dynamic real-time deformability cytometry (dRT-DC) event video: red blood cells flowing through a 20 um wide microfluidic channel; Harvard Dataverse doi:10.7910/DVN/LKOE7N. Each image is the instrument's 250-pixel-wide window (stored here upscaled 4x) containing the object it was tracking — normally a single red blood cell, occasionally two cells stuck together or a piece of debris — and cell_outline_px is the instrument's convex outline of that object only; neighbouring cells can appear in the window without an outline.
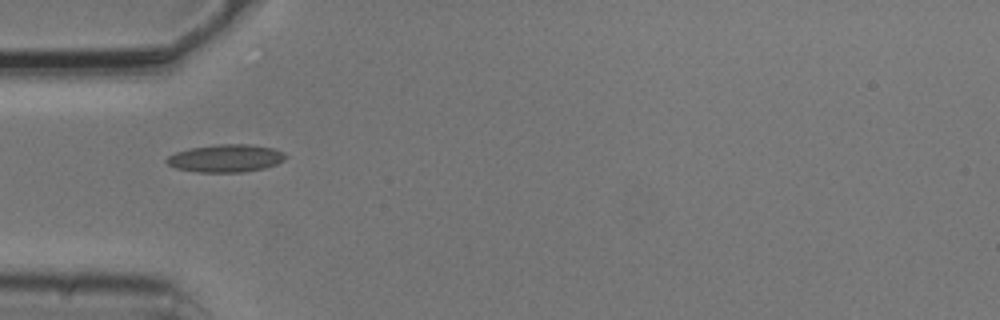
{"species": "common noctule bat (a hibernating species)", "species_latin": "Nyctalus noctula", "temperature_condition": "cold", "stored_images_in_passage": 9, "camera_frame_rate_fps": 3000, "um_per_image_px": 0.085, "animal": {"sex": "male", "body_mass_g": 20.5, "forearm_length_mm": 52.5}, "frame": {"image": 1, "passage_image": 4, "time_ms": 1.0, "image_size_px": [1000, 320], "cell_outline_px": [[288, 156], [284, 160], [276, 164], [264, 168], [240, 172], [200, 172], [176, 168], [168, 164], [164, 160], [168, 156], [176, 152], [188, 148], [220, 144], [248, 144], [276, 148], [284, 152]], "centroid_in_image_um": [19.21, 13.44], "position_along_channel_um": 65.8, "area_um2": 19.25}}
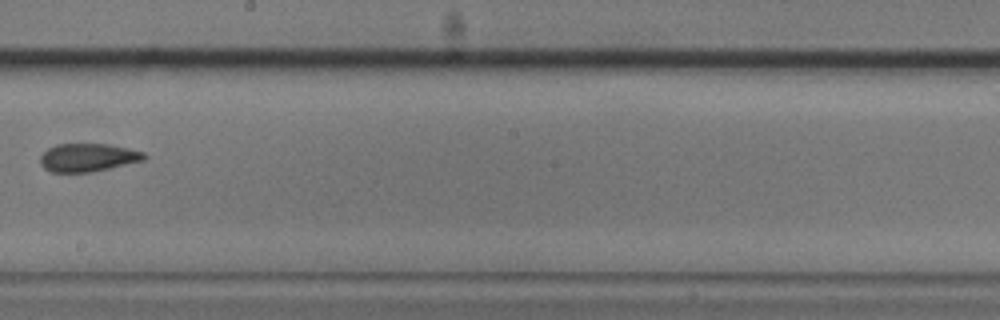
{"frame": {"image": 2, "passage_image": 8, "time_ms": 2.333, "image_size_px": [1000, 320], "cell_outline_px": [[148, 156], [144, 160], [108, 168], [88, 172], [52, 172], [44, 168], [40, 164], [40, 156], [48, 148], [56, 144], [108, 144], [128, 148], [144, 152]], "centroid_in_image_um": [7.46, 13.38], "position_along_channel_um": 240.7, "area_um2": 16.94}}
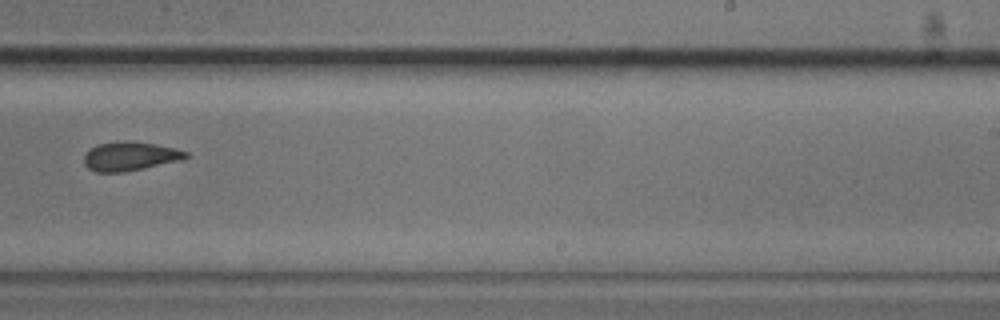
{"frame": {"image": 3, "passage_image": 9, "time_ms": 2.667, "image_size_px": [1000, 320], "cell_outline_px": [[188, 156], [180, 160], [124, 172], [96, 172], [88, 168], [84, 164], [84, 156], [96, 144], [120, 140], [132, 140], [156, 144], [176, 148], [188, 152]], "centroid_in_image_um": [11.04, 13.26], "position_along_channel_um": 278.0, "area_um2": 17.22}}